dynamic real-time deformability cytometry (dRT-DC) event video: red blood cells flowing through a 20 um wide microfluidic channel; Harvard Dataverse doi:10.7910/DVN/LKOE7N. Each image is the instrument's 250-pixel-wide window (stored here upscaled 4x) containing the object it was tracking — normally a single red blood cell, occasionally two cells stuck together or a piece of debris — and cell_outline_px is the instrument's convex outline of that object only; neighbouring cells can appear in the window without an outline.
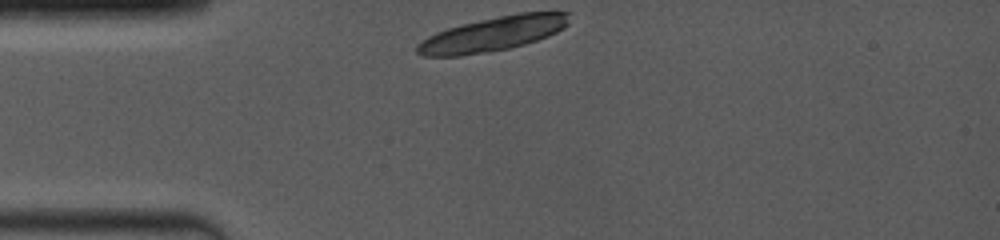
{"species": "common noctule bat (a hibernating species)", "species_latin": "Nyctalus noctula", "temperature_condition": "room temperature", "stored_images_in_passage": 3, "camera_frame_rate_fps": 4000, "um_per_image_px": 0.085, "animal": {"sex": "female", "body_mass_g": 19.0, "forearm_length_mm": 53.3}, "frame": {"image": 1, "passage_image": 1, "time_ms": 0.0, "image_size_px": [1000, 240], "cell_outline_px": [[568, 24], [564, 28], [548, 36], [524, 44], [508, 48], [488, 52], [460, 56], [420, 56], [416, 52], [416, 44], [420, 40], [436, 32], [460, 24], [520, 12], [568, 12]], "centroid_in_image_um": [41.84, 2.89], "position_along_channel_um": 43.2, "area_um2": 30.4}}